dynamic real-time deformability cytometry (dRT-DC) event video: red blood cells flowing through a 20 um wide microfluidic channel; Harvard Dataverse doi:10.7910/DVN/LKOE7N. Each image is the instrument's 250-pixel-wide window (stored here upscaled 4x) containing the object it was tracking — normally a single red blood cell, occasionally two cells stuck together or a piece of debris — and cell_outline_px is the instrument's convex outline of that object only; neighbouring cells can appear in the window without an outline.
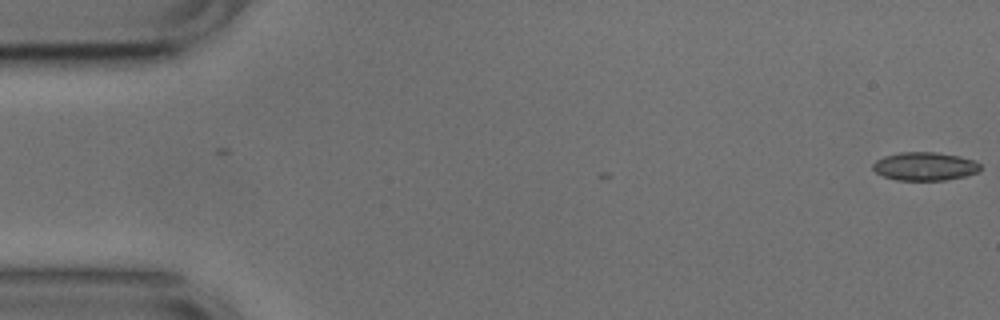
{"species": "common noctule bat (a hibernating species)", "species_latin": "Nyctalus noctula", "temperature_condition": "cold", "stored_images_in_passage": 6, "camera_frame_rate_fps": 3000, "um_per_image_px": 0.085, "animal": {"sex": "male", "body_mass_g": 17.9, "forearm_length_mm": 54.2}, "frame": {"image": 1, "passage_image": 1, "time_ms": 0.0, "image_size_px": [1000, 320], "cell_outline_px": [[980, 168], [976, 172], [964, 176], [944, 180], [896, 180], [884, 176], [876, 172], [872, 168], [872, 164], [876, 160], [884, 156], [900, 152], [936, 152], [960, 156], [976, 160], [980, 164]], "centroid_in_image_um": [78.6, 14.13], "position_along_channel_um": 6.4, "area_um2": 17.74}}